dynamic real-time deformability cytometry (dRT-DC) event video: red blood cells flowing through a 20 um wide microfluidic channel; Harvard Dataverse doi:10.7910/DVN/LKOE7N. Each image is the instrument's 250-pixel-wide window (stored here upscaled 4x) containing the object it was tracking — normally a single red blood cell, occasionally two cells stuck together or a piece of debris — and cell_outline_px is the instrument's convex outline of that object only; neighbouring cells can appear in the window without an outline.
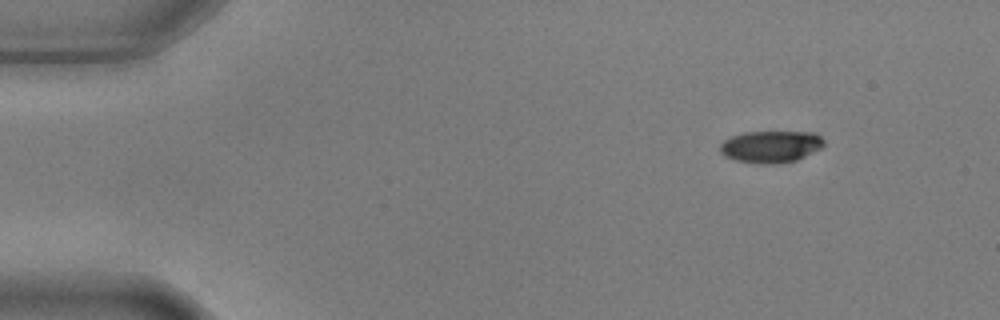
{"species": "common noctule bat (a hibernating species)", "species_latin": "Nyctalus noctula", "temperature_condition": "warm", "stored_images_in_passage": 4, "camera_frame_rate_fps": 3000, "um_per_image_px": 0.085, "animal": {"sex": "male", "body_mass_g": 17.9, "forearm_length_mm": 54.2}, "frame": {"image": 1, "passage_image": 1, "time_ms": 0.0, "image_size_px": [1000, 320], "cell_outline_px": [[824, 144], [820, 148], [796, 160], [772, 164], [764, 164], [736, 160], [724, 156], [720, 152], [720, 144], [724, 140], [732, 136], [744, 132], [816, 132], [824, 140]], "centroid_in_image_um": [65.5, 12.45], "position_along_channel_um": 19.5, "area_um2": 19.19}}
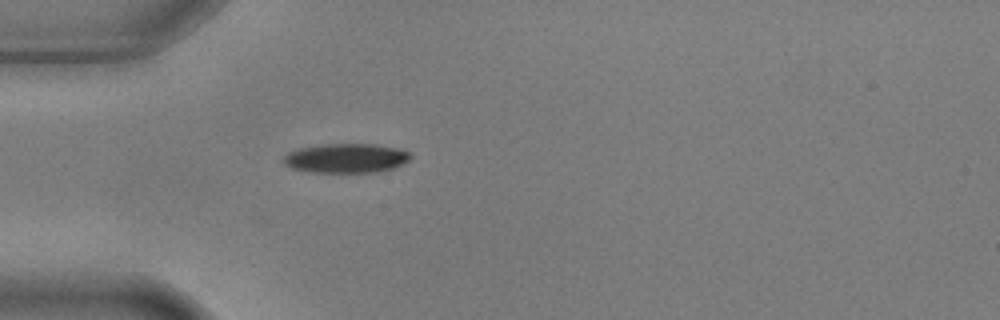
{"frame": {"image": 2, "passage_image": 4, "time_ms": 1.0, "image_size_px": [1000, 320], "cell_outline_px": [[412, 156], [404, 164], [392, 168], [376, 172], [312, 172], [292, 168], [284, 164], [280, 160], [288, 152], [300, 148], [324, 144], [376, 144], [400, 148], [412, 152]], "centroid_in_image_um": [29.44, 13.44], "position_along_channel_um": 55.6, "area_um2": 21.91}}